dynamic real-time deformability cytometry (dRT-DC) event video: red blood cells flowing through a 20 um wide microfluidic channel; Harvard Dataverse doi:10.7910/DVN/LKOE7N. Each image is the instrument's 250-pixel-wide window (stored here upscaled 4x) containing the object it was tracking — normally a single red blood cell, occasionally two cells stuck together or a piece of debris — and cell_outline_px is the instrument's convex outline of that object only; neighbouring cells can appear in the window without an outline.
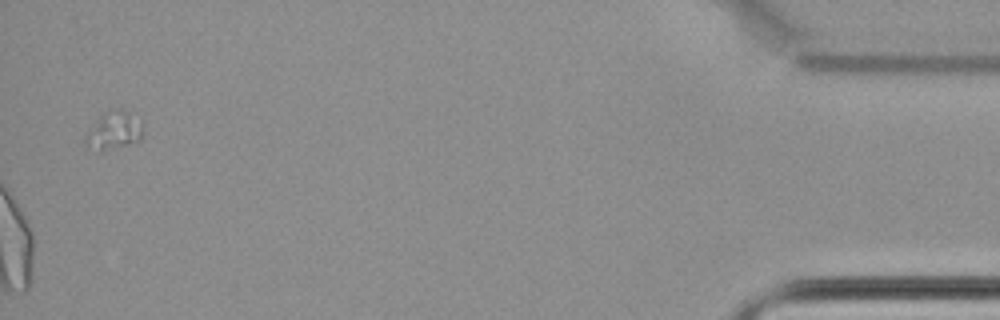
{"species": "common noctule bat (a hibernating species)", "species_latin": "Nyctalus noctula", "temperature_condition": "cold", "stored_images_in_passage": 55, "segment_of_instrument_passage": [2, 2], "camera_frame_rate_fps": 3000, "um_per_image_px": 0.085, "animal": {"sex": "female", "body_mass_g": 22.7, "forearm_length_mm": 54.2}, "frame": {"image": 1, "passage_image": 55, "time_ms": 18.0, "image_size_px": [1000, 320], "cell_outline_px": [[140, 140], [128, 144], [100, 152], [84, 144], [84, 136], [100, 116], [104, 112], [120, 108], [128, 112], [140, 128]], "centroid_in_image_um": [9.57, 11.14], "position_along_channel_um": 425.6, "area_um2": 12.02}}